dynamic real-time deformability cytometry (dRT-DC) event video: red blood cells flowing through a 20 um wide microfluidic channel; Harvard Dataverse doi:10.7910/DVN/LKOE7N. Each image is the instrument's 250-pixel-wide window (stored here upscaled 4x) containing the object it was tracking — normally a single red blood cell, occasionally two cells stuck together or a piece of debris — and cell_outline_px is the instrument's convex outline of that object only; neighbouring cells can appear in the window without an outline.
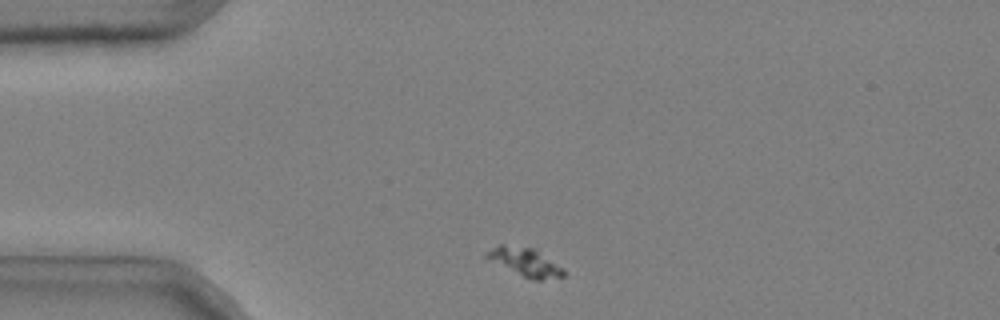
{"species": "common noctule bat (a hibernating species)", "species_latin": "Nyctalus noctula", "temperature_condition": "cold", "stored_images_in_passage": 44, "camera_frame_rate_fps": 3000, "um_per_image_px": 0.085, "animal": {"sex": "male", "body_mass_g": 20.4}, "frame": {"image": 1, "passage_image": 2, "time_ms": 0.333, "image_size_px": [1000, 320], "cell_outline_px": [[564, 276], [540, 280], [536, 280], [524, 276], [484, 256], [484, 252], [500, 244], [504, 244], [536, 248], [564, 268]], "centroid_in_image_um": [44.68, 22.23], "position_along_channel_um": 40.3, "area_um2": 12.48}}
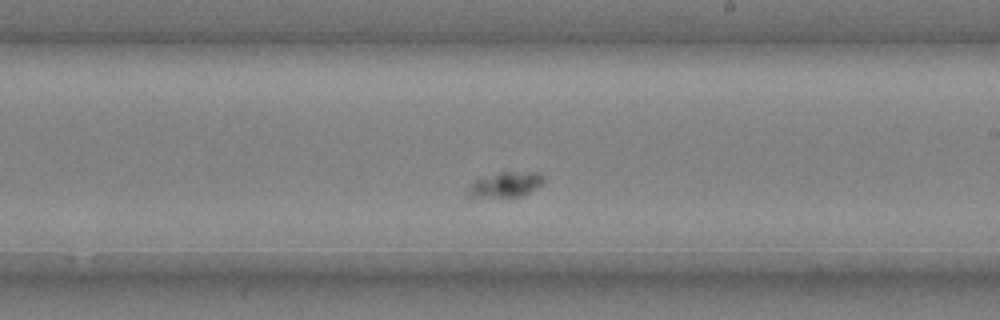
{"frame": {"image": 2, "passage_image": 22, "time_ms": 7.0, "image_size_px": [1000, 320], "cell_outline_px": [[544, 180], [540, 184], [528, 192], [520, 196], [468, 196], [468, 188], [476, 180], [500, 172], [540, 172], [544, 176]], "centroid_in_image_um": [43.01, 15.66], "position_along_channel_um": 246.0, "area_um2": 10.52}}
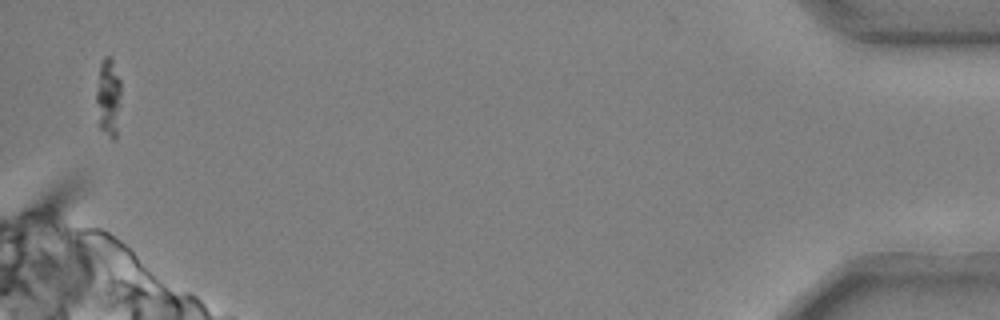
{"frame": {"image": 3, "passage_image": 43, "time_ms": 14.0, "image_size_px": [1000, 320], "cell_outline_px": [[120, 96], [116, 140], [112, 140], [96, 124], [96, 92], [100, 60], [104, 56], [108, 56], [112, 60], [120, 80]], "centroid_in_image_um": [9.17, 8.32], "position_along_channel_um": 426.0, "area_um2": 11.5}}